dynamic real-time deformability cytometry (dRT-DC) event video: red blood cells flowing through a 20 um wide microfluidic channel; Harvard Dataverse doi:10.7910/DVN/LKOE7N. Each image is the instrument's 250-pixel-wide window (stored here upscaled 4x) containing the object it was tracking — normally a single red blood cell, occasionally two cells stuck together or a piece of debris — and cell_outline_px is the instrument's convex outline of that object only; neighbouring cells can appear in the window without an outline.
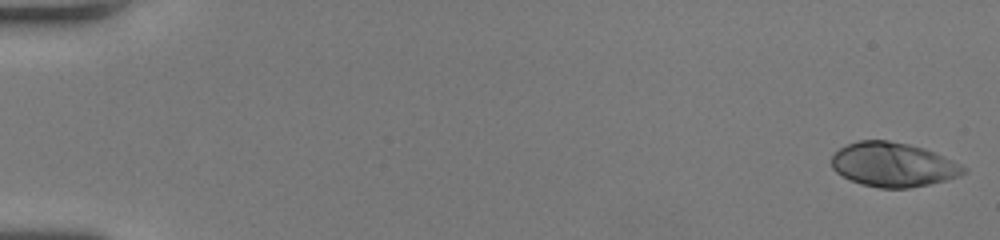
{"species": "human", "species_latin": "Homo sapiens", "temperature_condition": "room temperature", "stored_images_in_passage": 52, "camera_frame_rate_fps": 3000, "um_per_image_px": 0.085, "donor": {"sex": "female"}, "frame": {"image": 1, "passage_image": 1, "time_ms": 0.0, "image_size_px": [1000, 240], "cell_outline_px": [[968, 172], [960, 176], [948, 180], [908, 188], [880, 188], [860, 184], [836, 172], [832, 168], [832, 156], [840, 148], [848, 144], [860, 140], [888, 140], [908, 144], [924, 148], [952, 160], [968, 168]], "centroid_in_image_um": [75.95, 14.0], "position_along_channel_um": 9.1, "area_um2": 33.99}}
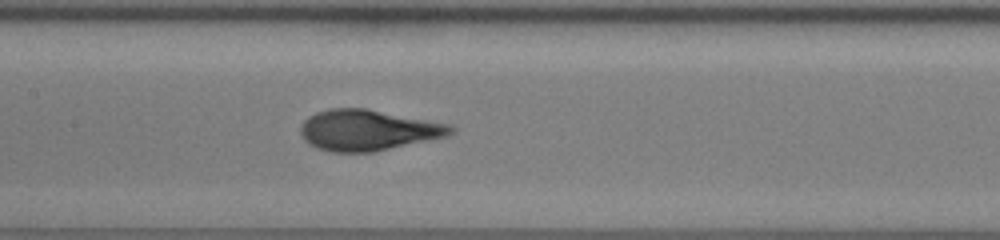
{"frame": {"image": 2, "passage_image": 27, "time_ms": 8.667, "image_size_px": [1000, 240], "cell_outline_px": [[456, 132], [448, 136], [372, 152], [328, 152], [316, 148], [308, 144], [304, 140], [300, 132], [300, 128], [304, 120], [308, 116], [316, 112], [328, 108], [368, 108], [448, 124], [456, 128]], "centroid_in_image_um": [31.25, 11.06], "position_along_channel_um": 176.2, "area_um2": 35.95}}
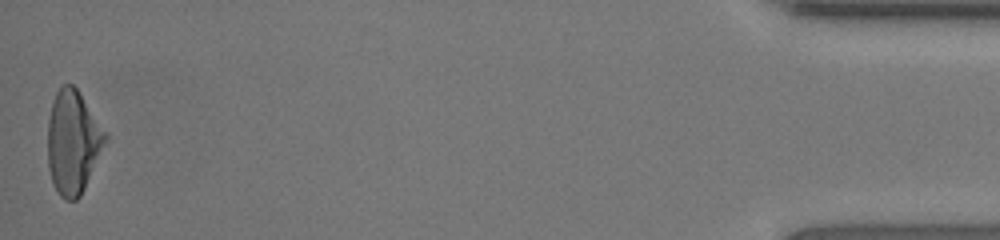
{"frame": {"image": 3, "passage_image": 52, "time_ms": 17.0, "image_size_px": [1000, 240], "cell_outline_px": [[108, 140], [80, 196], [76, 200], [64, 200], [60, 196], [52, 184], [48, 168], [48, 120], [52, 100], [60, 84], [72, 84], [76, 88], [108, 136]], "centroid_in_image_um": [6.18, 12.09], "position_along_channel_um": 429.0, "area_um2": 34.68}, "authors_computed_cell_mechanics": {"area_um2": 34.3332, "velocity_mm_per_s": 4.09, "shape_relaxation_time_tau1_ms": 4.8628, "shape_relaxation_time_tau2_ms": null, "deformation_change_tau1": 0.2496, "deformation_change_tau2": null}}